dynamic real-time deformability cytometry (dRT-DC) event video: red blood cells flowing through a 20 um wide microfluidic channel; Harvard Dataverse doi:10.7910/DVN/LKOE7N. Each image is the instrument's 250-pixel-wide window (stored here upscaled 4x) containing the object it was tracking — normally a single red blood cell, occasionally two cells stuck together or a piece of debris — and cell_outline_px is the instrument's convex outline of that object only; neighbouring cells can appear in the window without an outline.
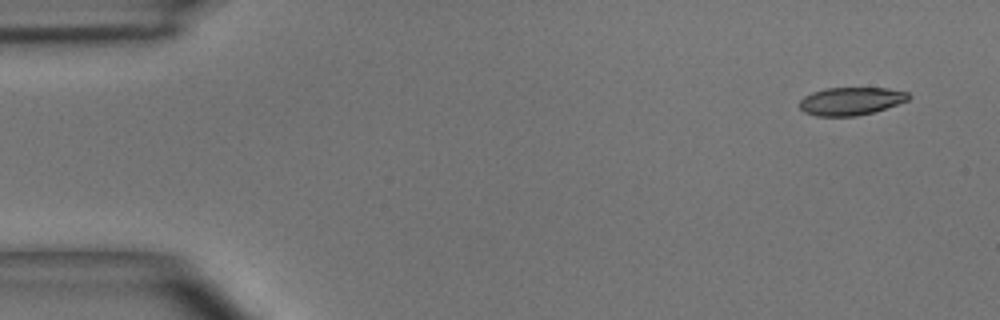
{"species": "common noctule bat (a hibernating species)", "species_latin": "Nyctalus noctula", "temperature_condition": "room temperature", "stored_images_in_passage": 10, "camera_frame_rate_fps": 3000, "um_per_image_px": 0.085, "animal": {"sex": "male", "body_mass_g": 15.6}, "frame": {"image": 1, "passage_image": 1, "time_ms": 0.0, "image_size_px": [1000, 320], "cell_outline_px": [[912, 96], [908, 100], [872, 112], [856, 116], [816, 116], [804, 112], [800, 108], [800, 100], [804, 96], [812, 92], [824, 88], [888, 88], [908, 92]], "centroid_in_image_um": [72.31, 8.59], "position_along_channel_um": 12.7, "area_um2": 17.69}}